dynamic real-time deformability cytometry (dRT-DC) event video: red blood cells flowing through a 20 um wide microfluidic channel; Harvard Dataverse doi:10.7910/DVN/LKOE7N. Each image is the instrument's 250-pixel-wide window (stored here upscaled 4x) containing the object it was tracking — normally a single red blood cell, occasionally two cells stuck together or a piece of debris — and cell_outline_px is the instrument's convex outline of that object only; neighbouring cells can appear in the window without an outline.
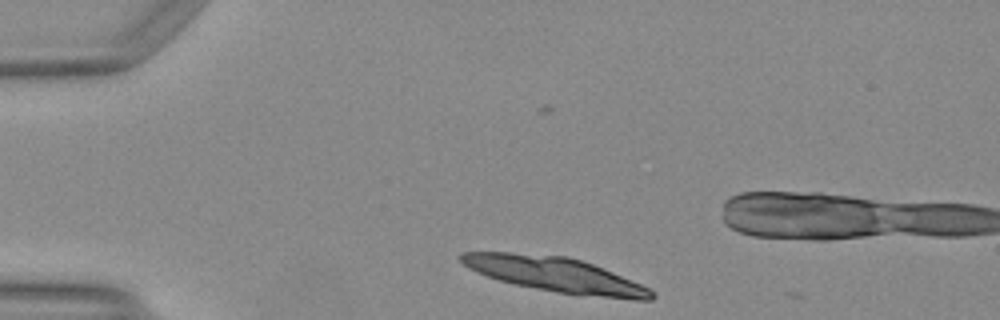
{"species": "Egyptian fruit bat (a non-hibernating species)", "species_latin": "Rousettus aegyptiacus", "temperature_condition": "warm", "stored_images_in_passage": 24, "camera_frame_rate_fps": 3000, "um_per_image_px": 0.085, "animal": {"sex": "female"}, "frame": {"image": 1, "passage_image": 1, "time_ms": 0.0, "image_size_px": [1000, 320], "cell_outline_px": [[656, 296], [652, 300], [636, 300], [556, 292], [516, 284], [500, 280], [476, 272], [468, 268], [460, 260], [460, 256], [464, 252], [508, 252], [564, 256], [580, 260], [592, 264], [612, 272], [640, 284], [656, 292]], "centroid_in_image_um": [47.21, 23.34], "position_along_channel_um": 37.8, "area_um2": 37.92}}